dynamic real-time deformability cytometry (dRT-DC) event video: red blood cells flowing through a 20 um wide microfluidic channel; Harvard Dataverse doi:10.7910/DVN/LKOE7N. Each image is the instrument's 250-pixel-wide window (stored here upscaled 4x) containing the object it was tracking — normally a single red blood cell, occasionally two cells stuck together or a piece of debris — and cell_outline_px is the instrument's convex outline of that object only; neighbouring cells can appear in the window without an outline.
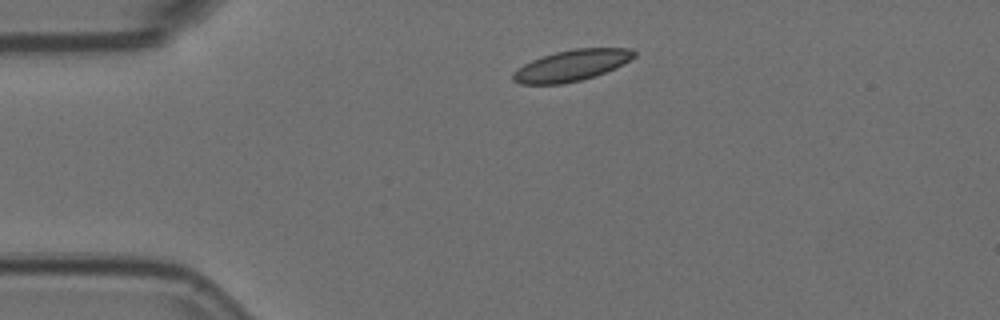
{"species": "Egyptian fruit bat (a non-hibernating species)", "species_latin": "Rousettus aegyptiacus", "temperature_condition": "room temperature", "stored_images_in_passage": 38, "camera_frame_rate_fps": 3000, "um_per_image_px": 0.085, "animal": {"sex": "female"}, "frame": {"image": 1, "passage_image": 1, "time_ms": 0.0, "image_size_px": [1000, 320], "cell_outline_px": [[636, 56], [624, 64], [596, 76], [564, 84], [520, 84], [512, 80], [512, 72], [524, 64], [532, 60], [556, 52], [572, 48], [632, 48], [636, 52]], "centroid_in_image_um": [48.6, 5.56], "position_along_channel_um": 36.4, "area_um2": 22.08}}
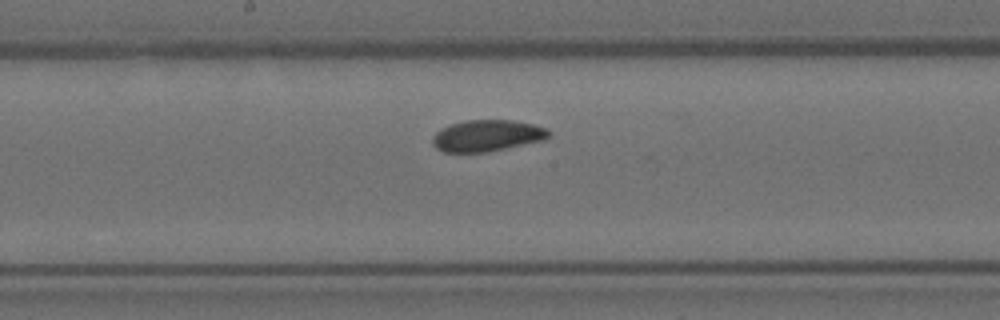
{"frame": {"image": 2, "passage_image": 18, "time_ms": 5.667, "image_size_px": [1000, 320], "cell_outline_px": [[552, 132], [544, 140], [488, 152], [444, 152], [436, 148], [432, 144], [432, 136], [440, 128], [464, 120], [512, 120], [532, 124], [548, 128]], "centroid_in_image_um": [41.39, 11.53], "position_along_channel_um": 206.8, "area_um2": 21.44}}
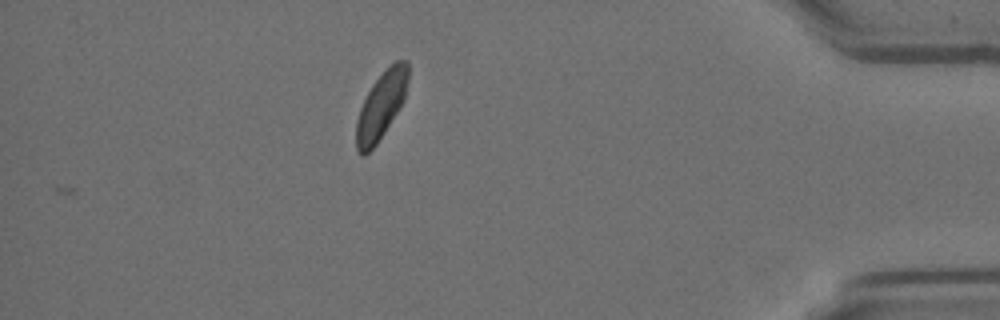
{"frame": {"image": 3, "passage_image": 38, "time_ms": 12.333, "image_size_px": [1000, 320], "cell_outline_px": [[408, 80], [404, 100], [384, 132], [376, 144], [364, 156], [360, 156], [356, 148], [356, 120], [360, 108], [372, 84], [396, 60], [408, 60]], "centroid_in_image_um": [32.39, 8.99], "position_along_channel_um": 402.8, "area_um2": 19.94}, "authors_computed_cell_mechanics": {"area_um2": 21.4727, "velocity_mm_per_s": 3.6273, "shape_relaxation_time_tau1_ms": null, "shape_relaxation_time_tau2_ms": 3.4142, "deformation_change_tau1": null, "deformation_change_tau2": 0.0734}}